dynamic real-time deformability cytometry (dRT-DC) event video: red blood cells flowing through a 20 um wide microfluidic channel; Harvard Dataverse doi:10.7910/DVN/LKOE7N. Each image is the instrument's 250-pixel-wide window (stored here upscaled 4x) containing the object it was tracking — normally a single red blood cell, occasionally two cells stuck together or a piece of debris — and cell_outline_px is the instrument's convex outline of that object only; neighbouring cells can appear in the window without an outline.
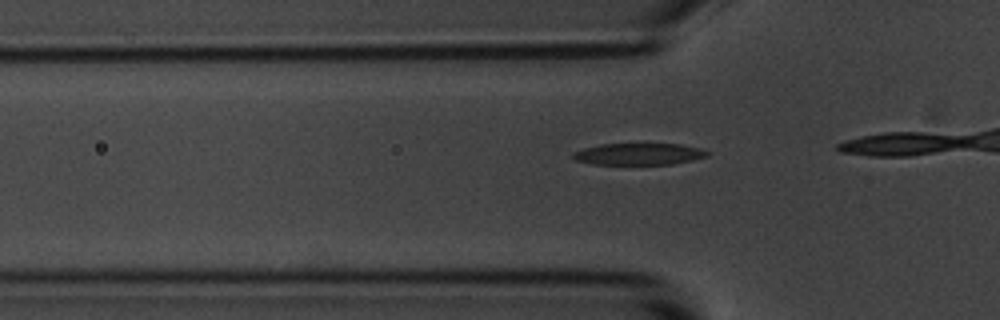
{"species": "common noctule bat (a hibernating species)", "species_latin": "Nyctalus noctula", "temperature_condition": "room temperature", "stored_images_in_passage": 7, "camera_frame_rate_fps": 3000, "um_per_image_px": 0.085, "animal": {"sex": "male", "body_mass_g": 20.1, "forearm_length_mm": 53.5}, "frame": {"image": 1, "passage_image": 4, "time_ms": 1.0, "image_size_px": [1000, 320], "cell_outline_px": [[708, 156], [692, 160], [672, 164], [592, 164], [576, 160], [572, 156], [572, 152], [584, 148], [600, 144], [680, 144], [700, 148], [708, 152]], "centroid_in_image_um": [54.28, 13.09], "position_along_channel_um": 71.5, "area_um2": 16.88}}